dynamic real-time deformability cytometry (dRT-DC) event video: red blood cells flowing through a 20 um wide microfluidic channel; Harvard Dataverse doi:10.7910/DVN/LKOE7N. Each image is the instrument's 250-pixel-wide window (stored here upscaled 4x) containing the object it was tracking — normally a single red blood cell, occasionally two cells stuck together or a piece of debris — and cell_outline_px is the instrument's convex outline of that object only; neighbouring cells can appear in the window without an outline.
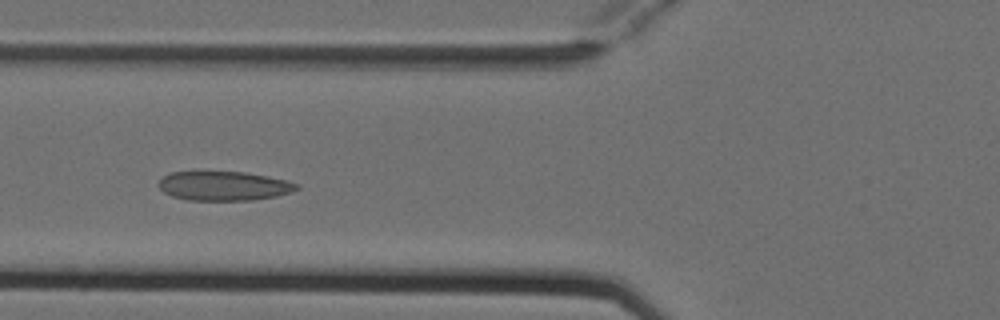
{"species": "Egyptian fruit bat (a non-hibernating species)", "species_latin": "Rousettus aegyptiacus", "temperature_condition": "cold", "stored_images_in_passage": 6, "camera_frame_rate_fps": 3000, "um_per_image_px": 0.085, "animal": {"sex": "female"}, "frame": {"image": 1, "passage_image": 5, "time_ms": 1.333, "image_size_px": [1000, 320], "cell_outline_px": [[300, 188], [292, 192], [276, 196], [252, 200], [188, 200], [172, 196], [164, 192], [156, 184], [164, 176], [172, 172], [192, 168], [196, 168], [244, 172], [288, 180], [300, 184]], "centroid_in_image_um": [18.98, 15.75], "position_along_channel_um": 106.8, "area_um2": 24.62}}
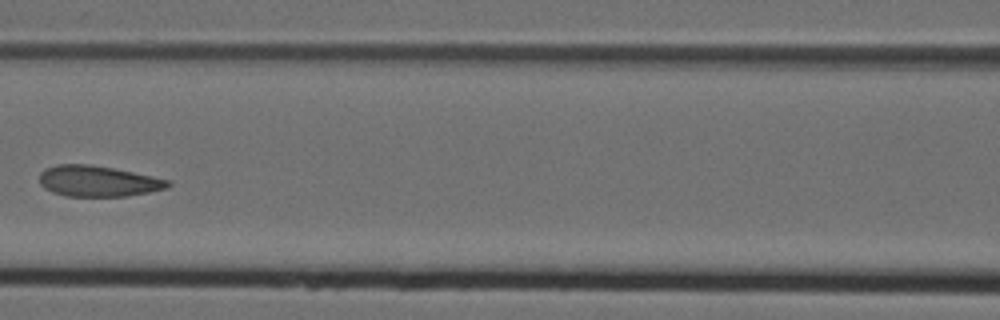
{"frame": {"image": 2, "passage_image": 6, "time_ms": 1.667, "image_size_px": [1000, 320], "cell_outline_px": [[172, 184], [168, 188], [148, 192], [124, 196], [64, 196], [52, 192], [44, 188], [40, 184], [40, 172], [44, 168], [56, 164], [92, 164], [152, 176], [168, 180]], "centroid_in_image_um": [8.29, 15.39], "position_along_channel_um": 158.3, "area_um2": 23.12}}